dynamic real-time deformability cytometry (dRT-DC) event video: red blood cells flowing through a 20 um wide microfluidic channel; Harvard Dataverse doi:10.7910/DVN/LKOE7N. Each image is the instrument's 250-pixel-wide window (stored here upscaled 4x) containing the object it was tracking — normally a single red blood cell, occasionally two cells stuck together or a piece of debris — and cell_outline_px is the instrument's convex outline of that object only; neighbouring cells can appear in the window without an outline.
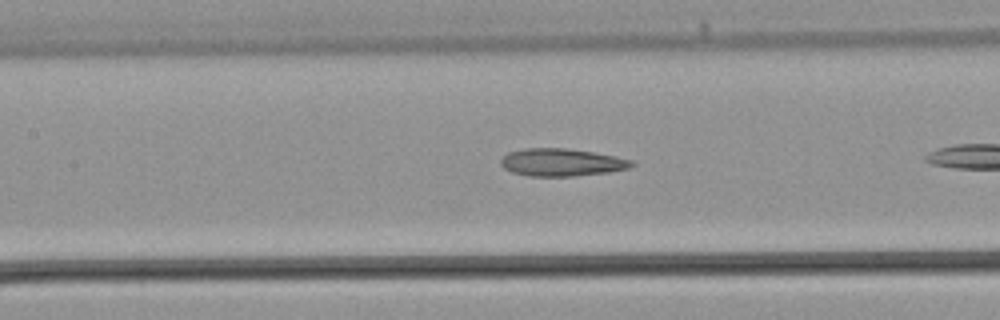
{"species": "common noctule bat (a hibernating species)", "species_latin": "Nyctalus noctula", "temperature_condition": "warm", "stored_images_in_passage": 12, "camera_frame_rate_fps": 3000, "um_per_image_px": 0.085, "animal": {"sex": "male", "body_mass_g": 21.5, "forearm_length_mm": 52.0}, "frame": {"image": 1, "passage_image": 9, "time_ms": 2.667, "image_size_px": [1000, 320], "cell_outline_px": [[636, 164], [628, 168], [608, 172], [572, 176], [528, 176], [512, 172], [504, 168], [500, 164], [500, 160], [508, 152], [524, 148], [568, 148], [616, 156], [632, 160]], "centroid_in_image_um": [47.72, 13.79], "position_along_channel_um": 159.7, "area_um2": 21.04}}